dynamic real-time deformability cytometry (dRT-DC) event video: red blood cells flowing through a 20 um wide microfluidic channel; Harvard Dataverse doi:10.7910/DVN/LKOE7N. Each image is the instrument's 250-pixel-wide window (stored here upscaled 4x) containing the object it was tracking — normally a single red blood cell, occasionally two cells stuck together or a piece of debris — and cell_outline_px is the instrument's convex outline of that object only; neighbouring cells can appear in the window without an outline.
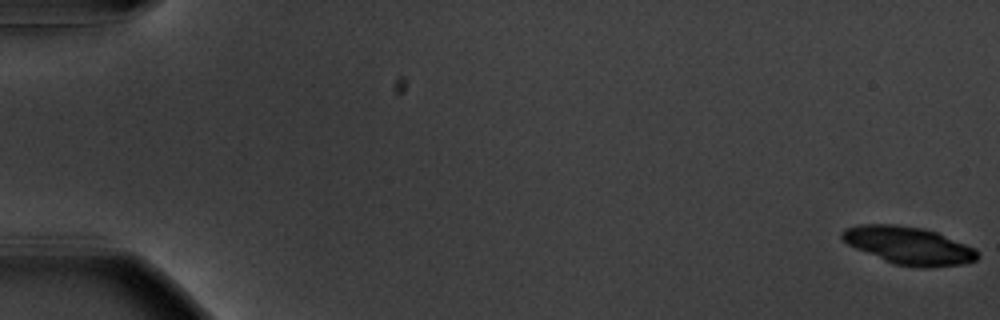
{"species": "common noctule bat (a hibernating species)", "species_latin": "Nyctalus noctula", "temperature_condition": "warm", "stored_images_in_passage": 41, "camera_frame_rate_fps": 3000, "um_per_image_px": 0.085, "animal": {"sex": "male", "body_mass_g": 20.1, "forearm_length_mm": 53.5}, "frame": {"image": 1, "passage_image": 1, "time_ms": 0.0, "image_size_px": [1000, 320], "cell_outline_px": [[980, 256], [976, 260], [960, 264], [928, 268], [920, 268], [896, 264], [884, 260], [856, 248], [848, 244], [840, 236], [840, 232], [844, 228], [860, 224], [896, 224], [924, 228], [936, 232], [976, 248]], "centroid_in_image_um": [77.25, 20.86], "position_along_channel_um": 7.8, "area_um2": 29.71}}
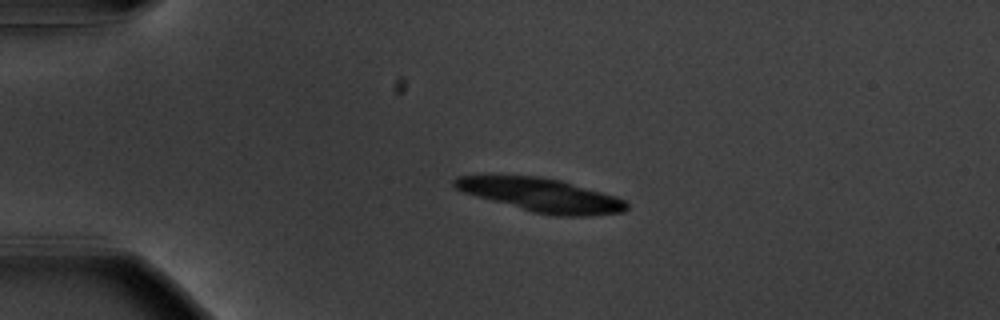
{"frame": {"image": 2, "passage_image": 14, "time_ms": 4.333, "image_size_px": [1000, 320], "cell_outline_px": [[628, 208], [624, 212], [592, 216], [556, 216], [532, 212], [476, 196], [464, 192], [456, 188], [452, 184], [452, 180], [456, 176], [536, 176], [560, 180], [600, 192], [624, 200], [628, 204]], "centroid_in_image_um": [46.01, 16.6], "position_along_channel_um": 39.0, "area_um2": 33.23}}